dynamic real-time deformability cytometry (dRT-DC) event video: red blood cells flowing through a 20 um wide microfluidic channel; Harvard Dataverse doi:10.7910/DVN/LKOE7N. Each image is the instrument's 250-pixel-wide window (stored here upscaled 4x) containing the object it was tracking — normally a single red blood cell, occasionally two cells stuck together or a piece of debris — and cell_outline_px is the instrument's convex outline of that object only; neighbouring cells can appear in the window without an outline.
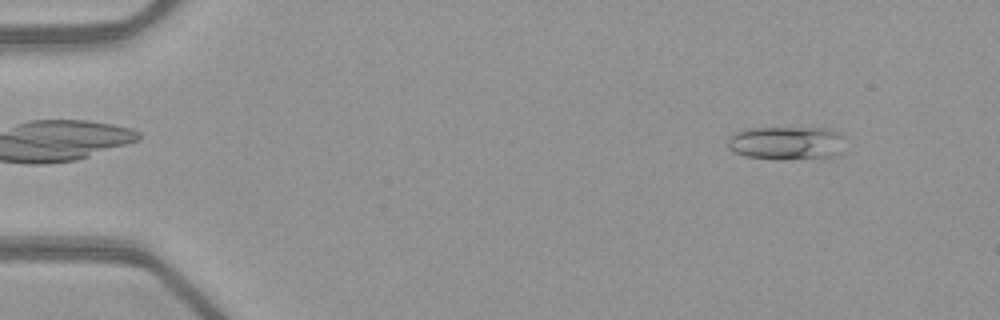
{"species": "common noctule bat (a hibernating species)", "species_latin": "Nyctalus noctula", "temperature_condition": "warm", "stored_images_in_passage": 51, "camera_frame_rate_fps": 3000, "um_per_image_px": 0.085, "animal": {"sex": "female", "body_mass_g": 21.9}, "frame": {"image": 1, "passage_image": 5, "time_ms": 1.333, "image_size_px": [1000, 320], "cell_outline_px": [[844, 136], [840, 152], [832, 156], [784, 160], [776, 160], [744, 156], [728, 148], [728, 136], [744, 128], [828, 128], [840, 132]], "centroid_in_image_um": [66.82, 12.15], "position_along_channel_um": 18.2, "area_um2": 23.12}}
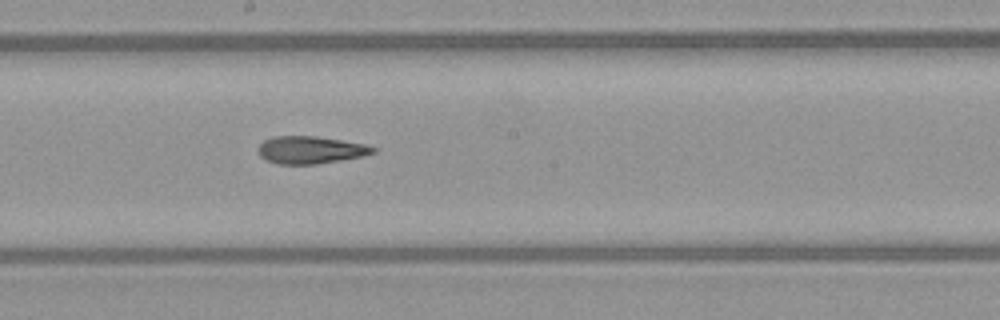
{"frame": {"image": 2, "passage_image": 28, "time_ms": 9.0, "image_size_px": [1000, 320], "cell_outline_px": [[376, 152], [364, 156], [316, 164], [276, 164], [264, 160], [260, 156], [256, 148], [264, 140], [272, 136], [316, 136], [364, 144], [376, 148]], "centroid_in_image_um": [26.34, 12.75], "position_along_channel_um": 221.9, "area_um2": 18.5}}
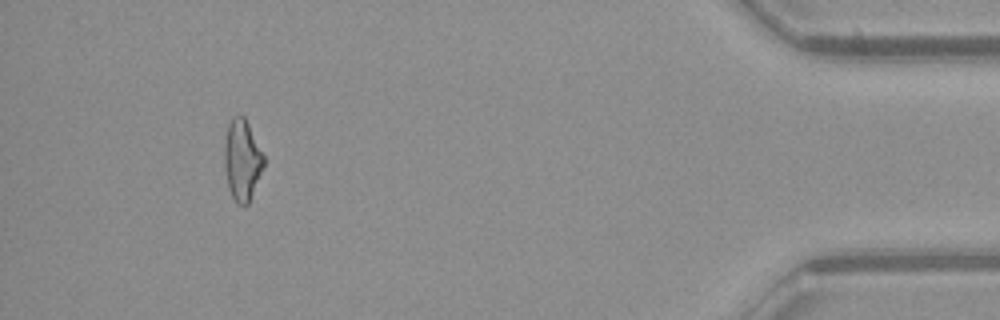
{"frame": {"image": 3, "passage_image": 47, "time_ms": 15.333, "image_size_px": [1000, 320], "cell_outline_px": [[264, 164], [248, 204], [236, 204], [228, 188], [224, 164], [224, 144], [228, 124], [232, 116], [244, 116], [264, 156]], "centroid_in_image_um": [20.55, 13.59], "position_along_channel_um": 414.6, "area_um2": 18.32}, "authors_computed_cell_mechanics": {"area_um2": 19.3052, "velocity_mm_per_s": 4.0497, "shape_relaxation_time_tau1_ms": null, "shape_relaxation_time_tau2_ms": 3.3028, "deformation_change_tau1": null, "deformation_change_tau2": 0.1406}}